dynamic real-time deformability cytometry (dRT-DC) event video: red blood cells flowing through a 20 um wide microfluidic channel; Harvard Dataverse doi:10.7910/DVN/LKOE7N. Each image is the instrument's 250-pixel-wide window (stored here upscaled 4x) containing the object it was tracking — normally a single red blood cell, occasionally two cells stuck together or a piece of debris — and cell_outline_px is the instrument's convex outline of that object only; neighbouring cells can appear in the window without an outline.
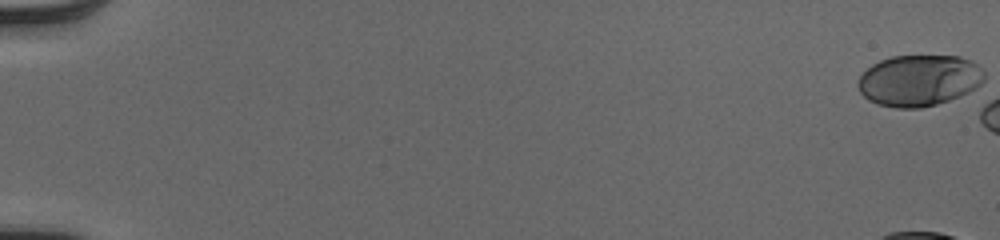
{"species": "human", "species_latin": "Homo sapiens", "temperature_condition": "cold", "stored_images_in_passage": 8, "camera_frame_rate_fps": 3000, "um_per_image_px": 0.085, "donor": {"sex": "male"}, "frame": {"image": 1, "passage_image": 1, "time_ms": 0.0, "image_size_px": [1000, 240], "cell_outline_px": [[984, 80], [976, 88], [960, 96], [936, 104], [920, 108], [896, 108], [876, 104], [868, 100], [860, 92], [856, 84], [860, 76], [872, 64], [880, 60], [892, 56], [960, 56], [972, 60], [984, 72]], "centroid_in_image_um": [78.1, 6.84], "position_along_channel_um": 6.9, "area_um2": 37.86}}